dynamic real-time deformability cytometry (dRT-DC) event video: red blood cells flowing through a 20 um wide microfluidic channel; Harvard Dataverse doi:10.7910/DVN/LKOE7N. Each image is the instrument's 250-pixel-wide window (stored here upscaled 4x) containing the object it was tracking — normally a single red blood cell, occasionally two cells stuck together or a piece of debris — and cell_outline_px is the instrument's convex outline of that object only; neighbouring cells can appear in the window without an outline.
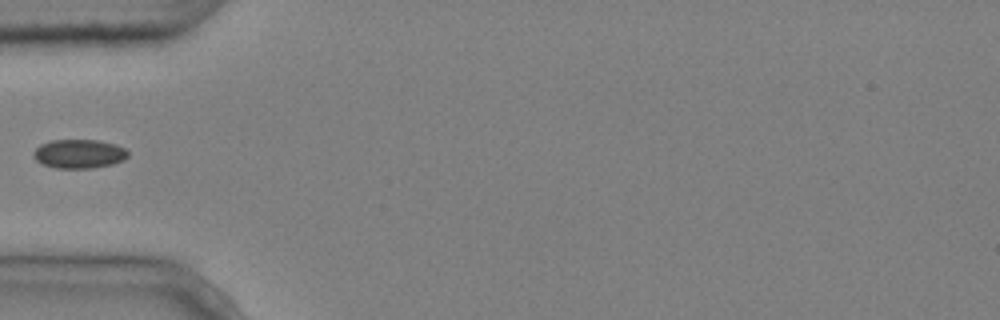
{"species": "common noctule bat (a hibernating species)", "species_latin": "Nyctalus noctula", "temperature_condition": "cold", "stored_images_in_passage": 1, "camera_frame_rate_fps": 3000, "um_per_image_px": 0.085, "animal": {"sex": "male", "body_mass_g": 20.4}, "frame": {"image": 1, "passage_image": 1, "time_ms": 0.0, "image_size_px": [1000, 320], "cell_outline_px": [[128, 156], [124, 160], [112, 164], [92, 168], [56, 168], [44, 164], [36, 160], [32, 156], [32, 152], [40, 144], [52, 140], [100, 140], [116, 144], [124, 148], [128, 152]], "centroid_in_image_um": [6.72, 13.07], "position_along_channel_um": 78.3, "area_um2": 16.01}}